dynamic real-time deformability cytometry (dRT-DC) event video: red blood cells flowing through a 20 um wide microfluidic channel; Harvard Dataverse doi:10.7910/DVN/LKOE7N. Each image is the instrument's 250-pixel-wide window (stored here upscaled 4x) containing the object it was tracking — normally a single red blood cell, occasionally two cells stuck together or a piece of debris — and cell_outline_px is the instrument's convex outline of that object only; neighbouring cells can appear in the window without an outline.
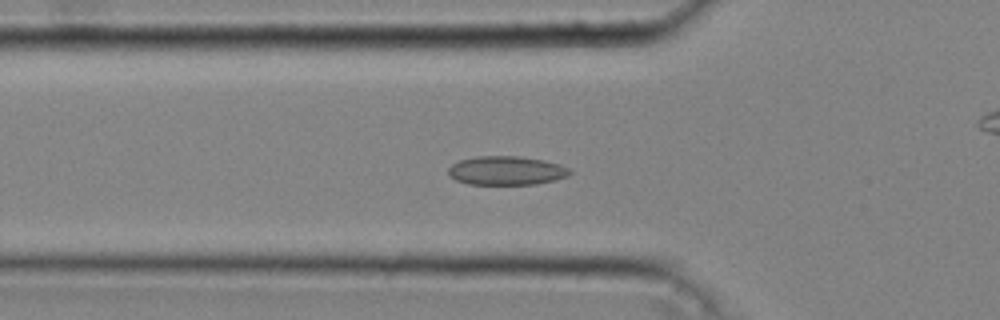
{"species": "common noctule bat (a hibernating species)", "species_latin": "Nyctalus noctula", "temperature_condition": "cold", "stored_images_in_passage": 34, "camera_frame_rate_fps": 3000, "um_per_image_px": 0.085, "animal": {"sex": "male", "body_mass_g": 20.4}, "frame": {"image": 1, "passage_image": 11, "time_ms": 3.333, "image_size_px": [1000, 320], "cell_outline_px": [[572, 172], [568, 176], [536, 184], [468, 184], [456, 180], [448, 172], [448, 168], [452, 164], [460, 160], [476, 156], [520, 156], [544, 160], [560, 164], [568, 168]], "centroid_in_image_um": [43.04, 14.49], "position_along_channel_um": 82.8, "area_um2": 20.35}}
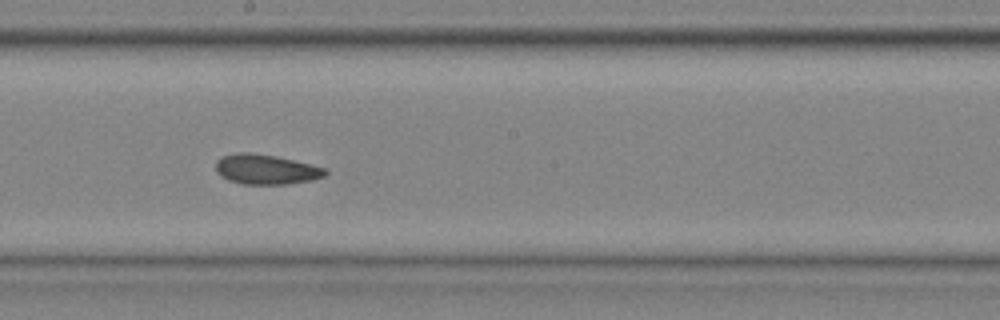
{"frame": {"image": 2, "passage_image": 21, "time_ms": 6.667, "image_size_px": [1000, 320], "cell_outline_px": [[328, 172], [324, 176], [312, 180], [288, 184], [244, 184], [228, 180], [220, 176], [216, 172], [216, 160], [224, 156], [240, 152], [248, 152], [276, 156], [328, 168]], "centroid_in_image_um": [22.62, 14.4], "position_along_channel_um": 225.6, "area_um2": 19.13}}
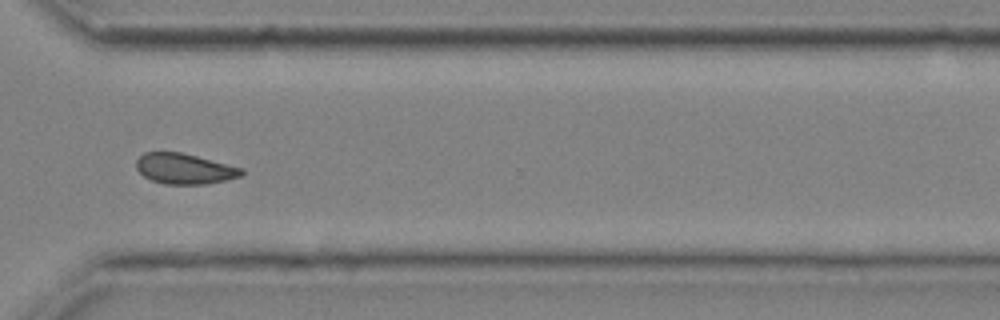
{"frame": {"image": 3, "passage_image": 30, "time_ms": 9.667, "image_size_px": [1000, 320], "cell_outline_px": [[244, 172], [240, 176], [208, 184], [164, 184], [152, 180], [144, 176], [136, 168], [136, 160], [144, 152], [180, 152], [244, 168]], "centroid_in_image_um": [15.67, 14.34], "position_along_channel_um": 354.9, "area_um2": 18.61}}